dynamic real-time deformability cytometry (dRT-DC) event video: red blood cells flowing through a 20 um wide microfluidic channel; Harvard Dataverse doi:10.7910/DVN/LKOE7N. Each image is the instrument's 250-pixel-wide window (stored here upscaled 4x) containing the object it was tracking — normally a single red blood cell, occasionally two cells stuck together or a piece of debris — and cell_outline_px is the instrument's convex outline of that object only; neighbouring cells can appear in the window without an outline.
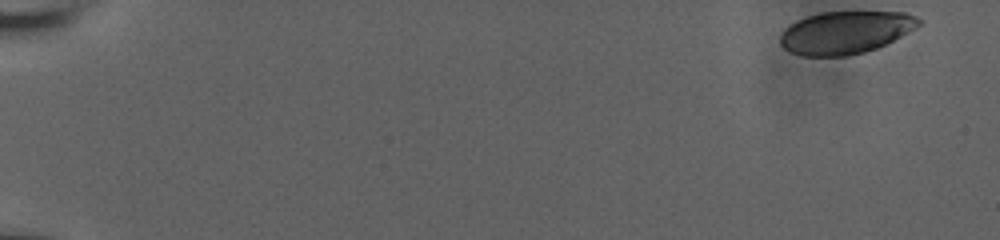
{"species": "human", "species_latin": "Homo sapiens", "temperature_condition": "room temperature", "stored_images_in_passage": 56, "camera_frame_rate_fps": 3000, "um_per_image_px": 0.085, "donor": {"sex": "male"}, "frame": {"image": 1, "passage_image": 1, "time_ms": 0.0, "image_size_px": [1000, 240], "cell_outline_px": [[924, 20], [916, 28], [876, 48], [864, 52], [844, 56], [804, 56], [792, 52], [784, 48], [780, 44], [780, 36], [784, 28], [788, 24], [796, 20], [820, 12], [904, 12], [916, 16]], "centroid_in_image_um": [71.85, 2.75], "position_along_channel_um": 13.2, "area_um2": 34.33}}
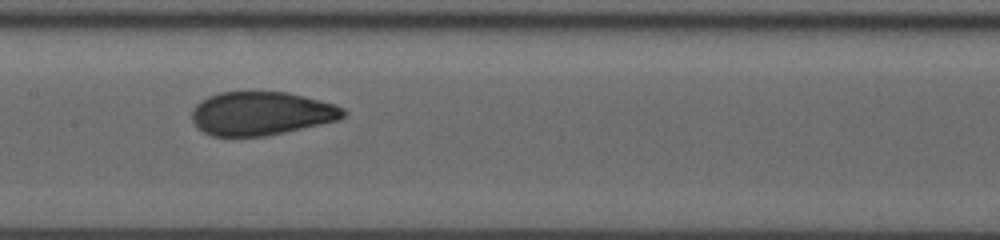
{"frame": {"image": 2, "passage_image": 30, "time_ms": 9.667, "image_size_px": [1000, 240], "cell_outline_px": [[348, 112], [344, 116], [336, 120], [320, 124], [284, 132], [264, 136], [212, 136], [196, 128], [192, 120], [192, 112], [196, 104], [200, 100], [208, 96], [220, 92], [288, 92], [336, 104], [344, 108]], "centroid_in_image_um": [22.19, 9.64], "position_along_channel_um": 185.2, "area_um2": 38.44}}
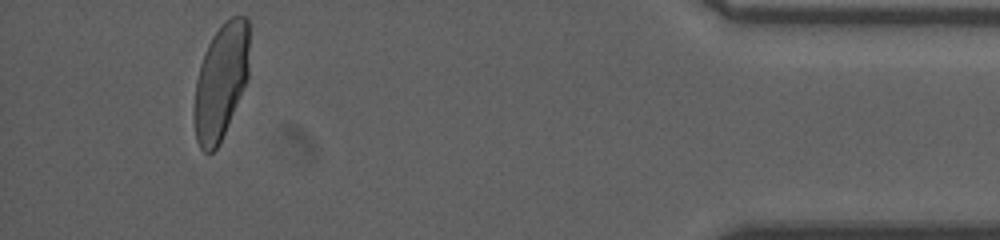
{"frame": {"image": 3, "passage_image": 53, "time_ms": 17.333, "image_size_px": [1000, 240], "cell_outline_px": [[248, 80], [220, 144], [212, 152], [204, 152], [200, 148], [196, 140], [192, 112], [196, 80], [200, 64], [204, 52], [212, 36], [232, 16], [248, 16]], "centroid_in_image_um": [18.75, 6.99], "position_along_channel_um": 416.4, "area_um2": 37.45}, "authors_computed_cell_mechanics": {"area_um2": 37.859, "velocity_mm_per_s": 3.7294, "shape_relaxation_time_tau1_ms": 9.4353, "shape_relaxation_time_tau2_ms": null, "deformation_change_tau1": 0.2196, "deformation_change_tau2": null}}